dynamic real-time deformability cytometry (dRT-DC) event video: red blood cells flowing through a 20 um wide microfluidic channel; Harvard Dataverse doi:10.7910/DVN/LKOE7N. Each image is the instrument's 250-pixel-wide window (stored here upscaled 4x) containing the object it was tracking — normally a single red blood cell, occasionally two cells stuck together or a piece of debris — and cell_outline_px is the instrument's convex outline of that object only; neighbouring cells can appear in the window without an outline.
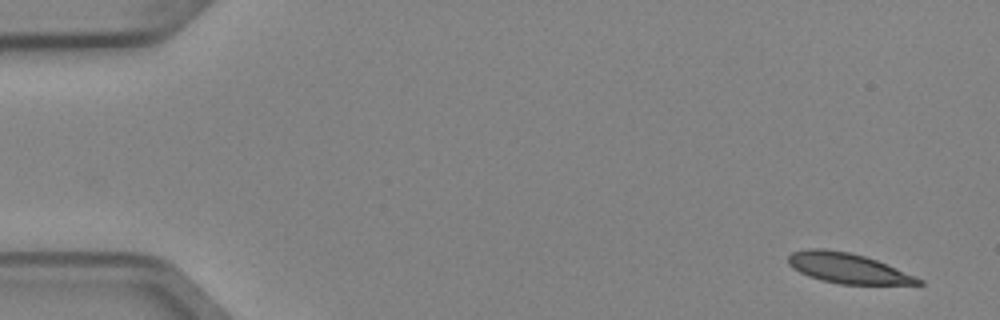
{"species": "Egyptian fruit bat (a non-hibernating species)", "species_latin": "Rousettus aegyptiacus", "temperature_condition": "cold", "stored_images_in_passage": 5, "segment_of_instrument_passage": [1, 2], "camera_frame_rate_fps": 3000, "um_per_image_px": 0.085, "animal": {"sex": "female"}, "frame": {"image": 1, "passage_image": 1, "time_ms": 0.0, "image_size_px": [1000, 320], "cell_outline_px": [[924, 284], [840, 284], [820, 280], [808, 276], [792, 268], [788, 264], [788, 256], [792, 252], [808, 248], [824, 248], [848, 252], [864, 256], [876, 260], [916, 276], [924, 280]], "centroid_in_image_um": [72.03, 22.79], "position_along_channel_um": 13.0, "area_um2": 22.83}}
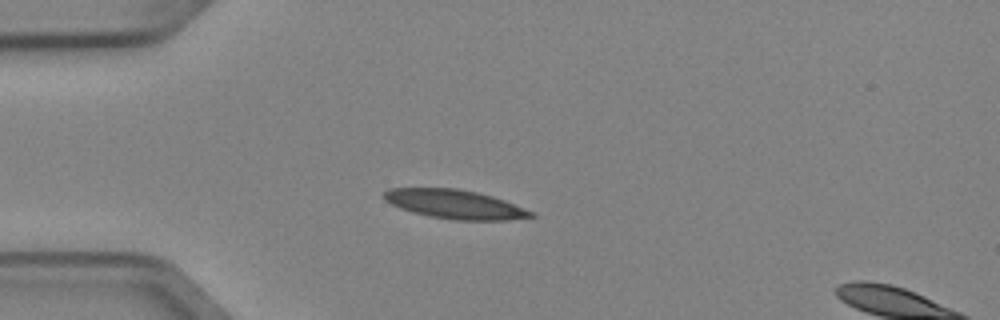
{"frame": {"image": 2, "passage_image": 4, "time_ms": 1.0, "image_size_px": [1000, 320], "cell_outline_px": [[536, 216], [508, 220], [452, 220], [428, 216], [412, 212], [400, 208], [384, 200], [384, 192], [388, 188], [456, 188], [476, 192], [492, 196], [504, 200], [536, 212]], "centroid_in_image_um": [38.68, 17.36], "position_along_channel_um": 46.3, "area_um2": 24.91}}